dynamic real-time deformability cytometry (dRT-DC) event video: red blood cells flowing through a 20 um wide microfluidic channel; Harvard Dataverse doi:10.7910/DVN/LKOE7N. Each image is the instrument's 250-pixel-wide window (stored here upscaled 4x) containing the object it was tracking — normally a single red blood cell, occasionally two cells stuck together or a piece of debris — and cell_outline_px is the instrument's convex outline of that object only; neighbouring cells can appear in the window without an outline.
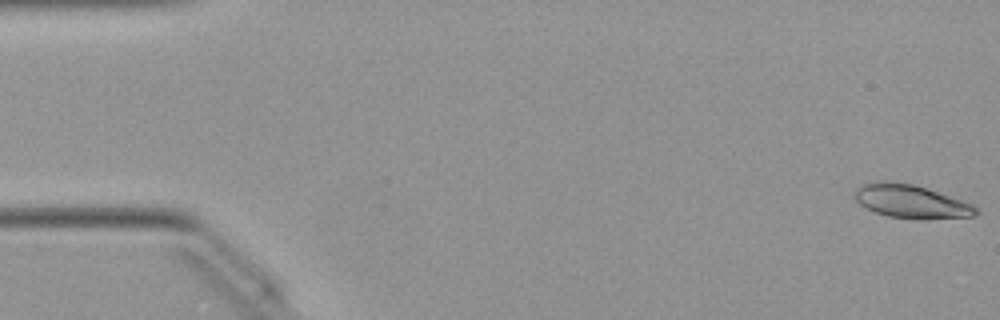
{"species": "Egyptian fruit bat (a non-hibernating species)", "species_latin": "Rousettus aegyptiacus", "temperature_condition": "warm", "stored_images_in_passage": 15, "camera_frame_rate_fps": 3000, "um_per_image_px": 0.085, "animal": {"sex": "female"}, "frame": {"image": 1, "passage_image": 1, "time_ms": 0.0, "image_size_px": [1000, 320], "cell_outline_px": [[980, 212], [976, 216], [924, 220], [888, 216], [876, 212], [860, 204], [856, 200], [856, 188], [864, 184], [876, 180], [880, 180], [912, 184], [972, 204]], "centroid_in_image_um": [77.46, 17.14], "position_along_channel_um": 7.5, "area_um2": 23.29}}
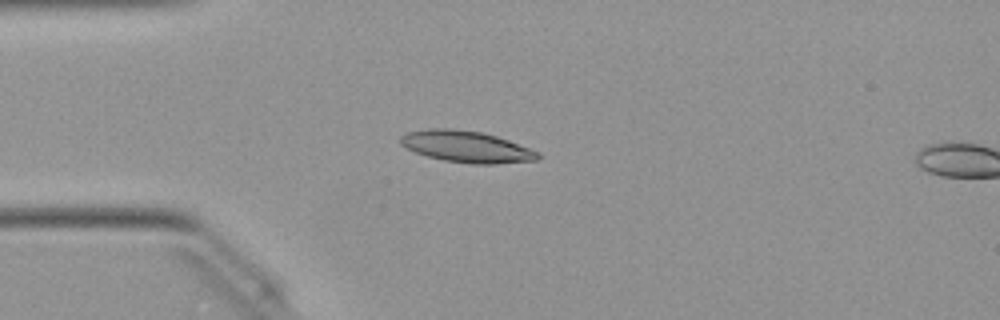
{"frame": {"image": 2, "passage_image": 13, "time_ms": 4.0, "image_size_px": [1000, 320], "cell_outline_px": [[540, 156], [536, 160], [496, 164], [472, 164], [444, 160], [428, 156], [416, 152], [400, 144], [400, 136], [408, 132], [428, 128], [452, 128], [480, 132], [496, 136], [508, 140], [540, 152]], "centroid_in_image_um": [39.65, 12.46], "position_along_channel_um": 45.3, "area_um2": 25.09}}